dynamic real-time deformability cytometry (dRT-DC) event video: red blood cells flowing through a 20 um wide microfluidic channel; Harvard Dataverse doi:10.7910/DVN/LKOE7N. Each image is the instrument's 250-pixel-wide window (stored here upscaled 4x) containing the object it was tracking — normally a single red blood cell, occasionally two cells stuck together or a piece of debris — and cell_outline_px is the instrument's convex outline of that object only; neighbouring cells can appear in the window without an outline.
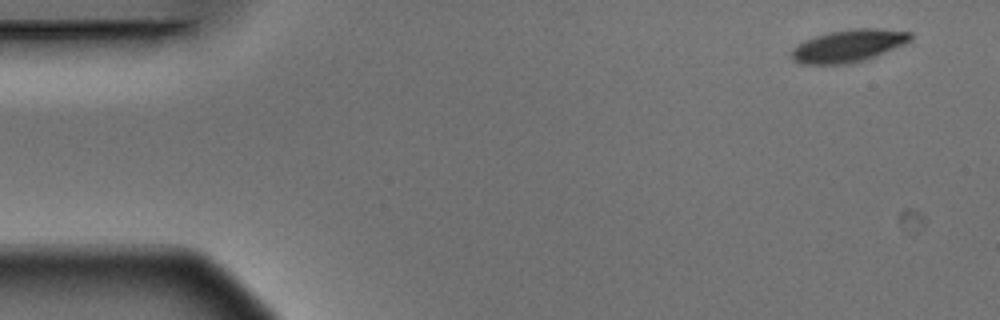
{"species": "Egyptian fruit bat (a non-hibernating species)", "species_latin": "Rousettus aegyptiacus", "temperature_condition": "warm", "stored_images_in_passage": 6, "camera_frame_rate_fps": 3000, "um_per_image_px": 0.085, "animal": {"sex": "male"}, "frame": {"image": 1, "passage_image": 1, "time_ms": 0.0, "image_size_px": [1000, 320], "cell_outline_px": [[912, 40], [904, 44], [864, 60], [844, 64], [800, 64], [792, 60], [792, 48], [816, 36], [832, 32], [856, 28], [876, 28], [912, 32]], "centroid_in_image_um": [72.14, 3.9], "position_along_channel_um": 12.9, "area_um2": 22.08}}
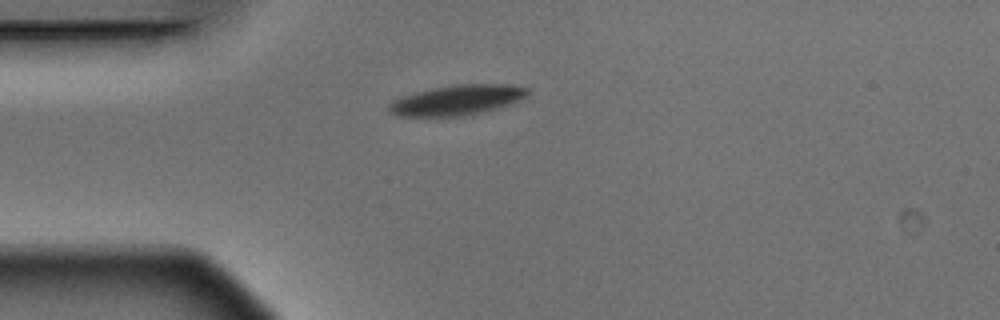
{"frame": {"image": 2, "passage_image": 4, "time_ms": 1.0, "image_size_px": [1000, 320], "cell_outline_px": [[528, 92], [524, 96], [508, 104], [472, 116], [400, 116], [392, 112], [388, 108], [388, 104], [392, 100], [416, 92], [432, 88], [460, 84], [508, 84], [528, 88]], "centroid_in_image_um": [38.83, 8.51], "position_along_channel_um": 46.2, "area_um2": 24.04}}
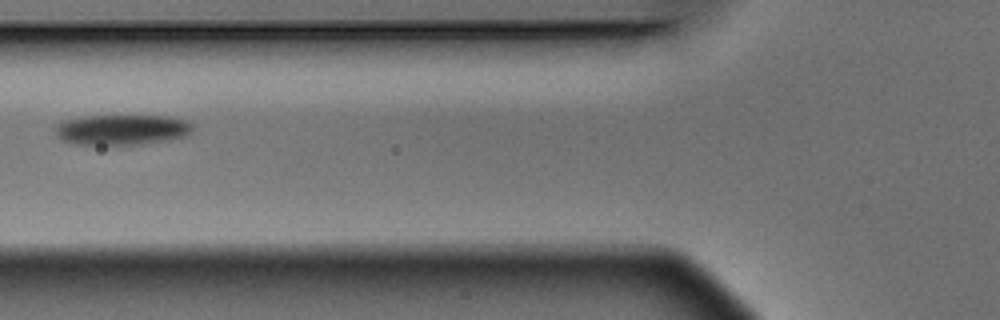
{"frame": {"image": 3, "passage_image": 6, "time_ms": 1.667, "image_size_px": [1000, 320], "cell_outline_px": [[192, 132], [188, 136], [168, 140], [140, 144], [76, 144], [64, 140], [56, 136], [56, 124], [60, 120], [84, 116], [168, 116], [188, 120], [192, 124]], "centroid_in_image_um": [10.38, 11.01], "position_along_channel_um": 115.4, "area_um2": 24.45}}